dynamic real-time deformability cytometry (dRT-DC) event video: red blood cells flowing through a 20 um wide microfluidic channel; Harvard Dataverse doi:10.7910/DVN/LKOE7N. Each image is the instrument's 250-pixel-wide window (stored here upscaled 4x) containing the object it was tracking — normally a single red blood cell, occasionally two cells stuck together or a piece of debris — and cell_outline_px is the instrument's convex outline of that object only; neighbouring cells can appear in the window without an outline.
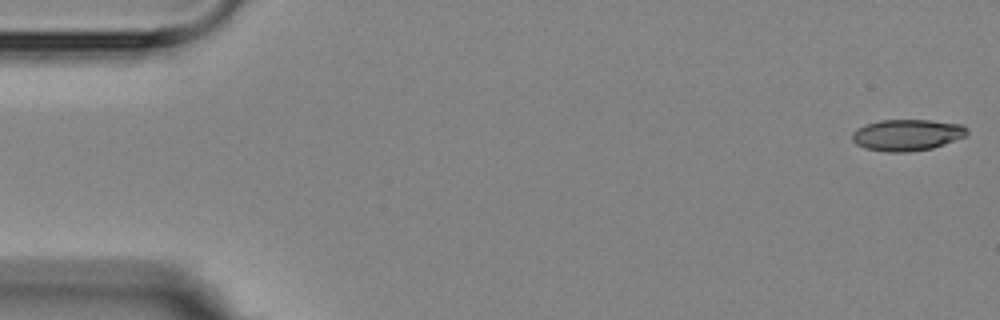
{"species": "Egyptian fruit bat (a non-hibernating species)", "species_latin": "Rousettus aegyptiacus", "temperature_condition": "room temperature", "stored_images_in_passage": 6, "segment_of_instrument_passage": [1, 2], "camera_frame_rate_fps": 3000, "um_per_image_px": 0.085, "animal": {"sex": "female"}, "frame": {"image": 1, "passage_image": 1, "time_ms": 0.0, "image_size_px": [1000, 320], "cell_outline_px": [[968, 132], [964, 136], [944, 144], [932, 148], [908, 152], [884, 152], [864, 148], [856, 144], [852, 140], [852, 132], [856, 128], [864, 124], [880, 120], [928, 120], [964, 124], [968, 128]], "centroid_in_image_um": [77.07, 11.47], "position_along_channel_um": 7.9, "area_um2": 21.21}}
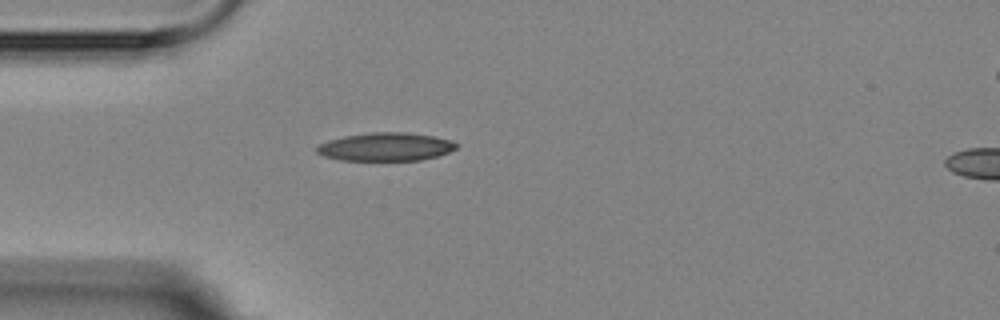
{"frame": {"image": 2, "passage_image": 5, "time_ms": 4.667, "image_size_px": [1000, 320], "cell_outline_px": [[456, 148], [448, 152], [436, 156], [420, 160], [340, 160], [324, 156], [316, 152], [316, 148], [320, 144], [328, 140], [344, 136], [372, 132], [408, 132], [432, 136], [452, 140], [456, 144]], "centroid_in_image_um": [32.76, 12.47], "position_along_channel_um": 52.2, "area_um2": 22.83}}